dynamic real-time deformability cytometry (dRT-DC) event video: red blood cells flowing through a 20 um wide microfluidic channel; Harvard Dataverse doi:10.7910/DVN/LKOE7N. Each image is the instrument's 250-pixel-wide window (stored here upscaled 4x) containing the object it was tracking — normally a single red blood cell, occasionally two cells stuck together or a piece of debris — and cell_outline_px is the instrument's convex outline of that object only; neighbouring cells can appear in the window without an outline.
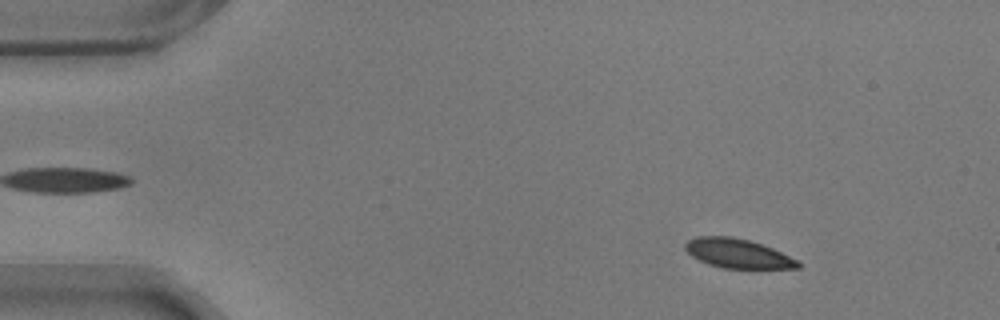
{"species": "common noctule bat (a hibernating species)", "species_latin": "Nyctalus noctula", "temperature_condition": "warm", "stored_images_in_passage": 54, "camera_frame_rate_fps": 3000, "um_per_image_px": 0.085, "animal": {"sex": "male", "body_mass_g": 17.9}, "frame": {"image": 1, "passage_image": 4, "time_ms": 1.0, "image_size_px": [1000, 320], "cell_outline_px": [[800, 268], [724, 268], [708, 264], [692, 256], [684, 248], [684, 244], [688, 240], [696, 236], [732, 236], [748, 240], [772, 248], [796, 260], [800, 264]], "centroid_in_image_um": [62.65, 21.53], "position_along_channel_um": 22.3, "area_um2": 18.96}}
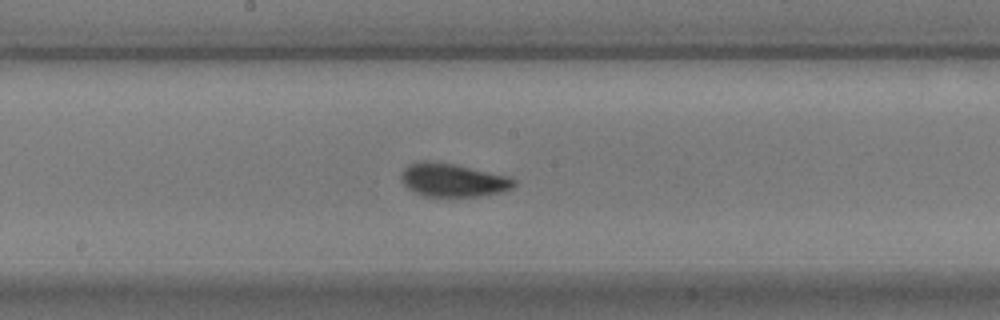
{"frame": {"image": 2, "passage_image": 27, "time_ms": 8.667, "image_size_px": [1000, 320], "cell_outline_px": [[516, 184], [512, 188], [500, 192], [480, 196], [424, 196], [408, 188], [400, 180], [400, 172], [408, 164], [420, 160], [432, 160], [452, 164], [508, 176], [516, 180]], "centroid_in_image_um": [38.45, 15.29], "position_along_channel_um": 209.8, "area_um2": 21.91}}
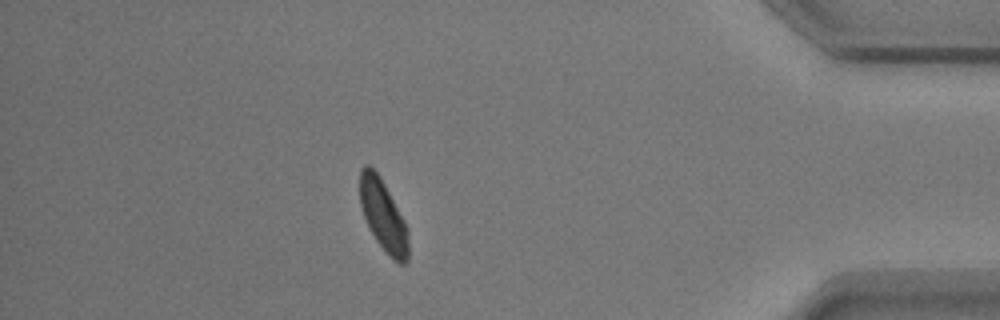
{"frame": {"image": 3, "passage_image": 47, "time_ms": 15.333, "image_size_px": [1000, 320], "cell_outline_px": [[408, 260], [404, 264], [396, 264], [392, 260], [376, 240], [364, 216], [360, 204], [360, 168], [364, 164], [368, 164], [380, 176], [404, 220], [408, 228]], "centroid_in_image_um": [32.58, 18.34], "position_along_channel_um": 402.6, "area_um2": 20.06}, "authors_computed_cell_mechanics": {"area_um2": 20.6635, "velocity_mm_per_s": 3.5162, "shape_relaxation_time_tau1_ms": 2.9129, "shape_relaxation_time_tau2_ms": null, "deformation_change_tau1": 0.1011, "deformation_change_tau2": null}}